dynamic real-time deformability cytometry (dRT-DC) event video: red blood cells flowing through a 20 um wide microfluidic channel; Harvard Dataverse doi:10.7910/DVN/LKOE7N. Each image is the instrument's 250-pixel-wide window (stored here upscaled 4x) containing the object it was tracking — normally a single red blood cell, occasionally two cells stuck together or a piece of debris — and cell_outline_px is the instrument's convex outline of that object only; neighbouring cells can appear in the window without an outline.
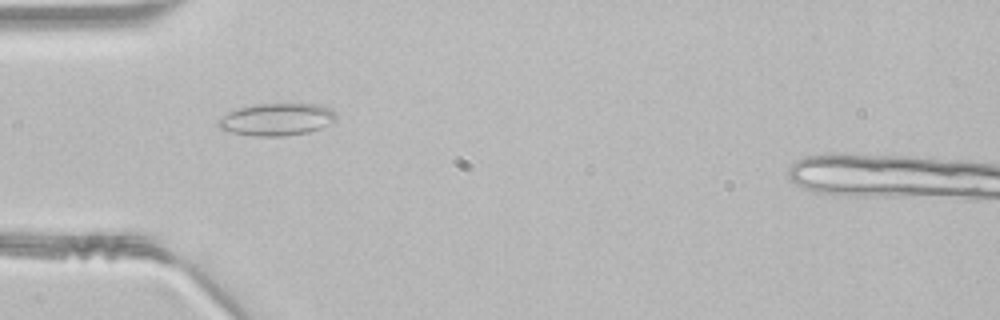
{"species": "common noctule bat (a hibernating species)", "species_latin": "Nyctalus noctula", "temperature_condition": "room temperature", "stored_images_in_passage": 37, "camera_frame_rate_fps": 3000, "um_per_image_px": 0.085, "animal": {"sex": "male", "body_mass_g": 21.5, "forearm_length_mm": 52.0}, "frame": {"image": 1, "passage_image": 4, "time_ms": 1.0, "image_size_px": [1000, 320], "cell_outline_px": [[336, 120], [320, 128], [308, 132], [284, 136], [252, 136], [232, 132], [220, 128], [216, 124], [216, 120], [228, 112], [236, 108], [256, 104], [320, 104], [332, 108], [336, 112]], "centroid_in_image_um": [23.52, 10.14], "position_along_channel_um": 61.5, "area_um2": 22.37}}
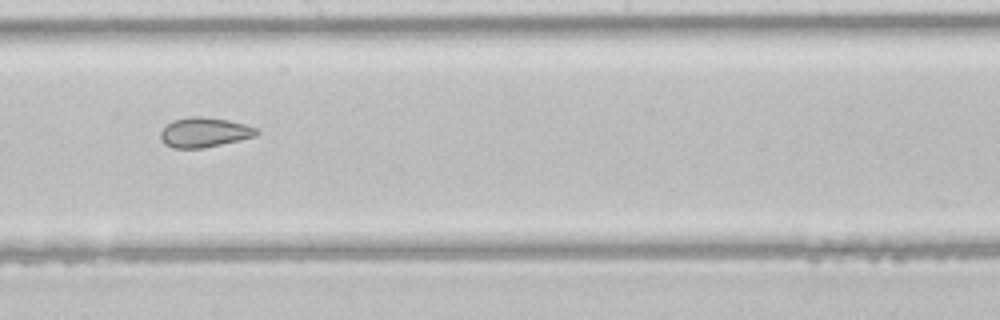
{"frame": {"image": 2, "passage_image": 16, "time_ms": 5.0, "image_size_px": [1000, 320], "cell_outline_px": [[260, 132], [256, 136], [204, 148], [172, 148], [164, 144], [160, 140], [160, 132], [172, 120], [188, 116], [200, 116], [228, 120], [244, 124], [256, 128]], "centroid_in_image_um": [17.34, 11.25], "position_along_channel_um": 230.9, "area_um2": 16.7}}
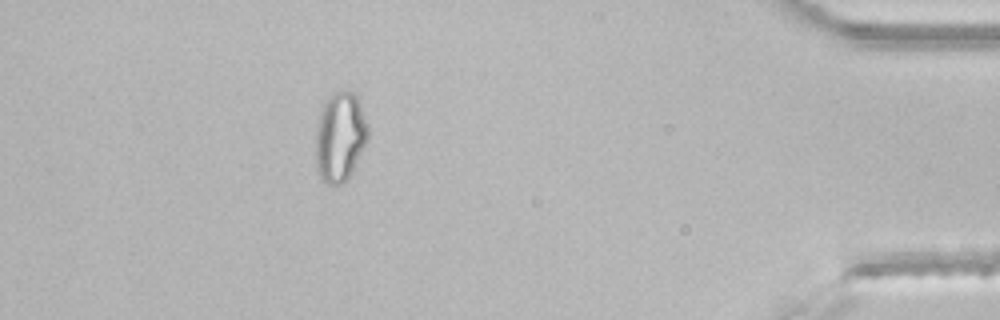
{"frame": {"image": 3, "passage_image": 32, "time_ms": 10.333, "image_size_px": [1000, 320], "cell_outline_px": [[368, 136], [348, 176], [336, 188], [328, 184], [320, 176], [316, 168], [316, 128], [320, 112], [328, 96], [332, 92], [352, 92], [356, 96], [360, 104], [368, 124]], "centroid_in_image_um": [28.87, 11.62], "position_along_channel_um": 406.3, "area_um2": 26.76}}